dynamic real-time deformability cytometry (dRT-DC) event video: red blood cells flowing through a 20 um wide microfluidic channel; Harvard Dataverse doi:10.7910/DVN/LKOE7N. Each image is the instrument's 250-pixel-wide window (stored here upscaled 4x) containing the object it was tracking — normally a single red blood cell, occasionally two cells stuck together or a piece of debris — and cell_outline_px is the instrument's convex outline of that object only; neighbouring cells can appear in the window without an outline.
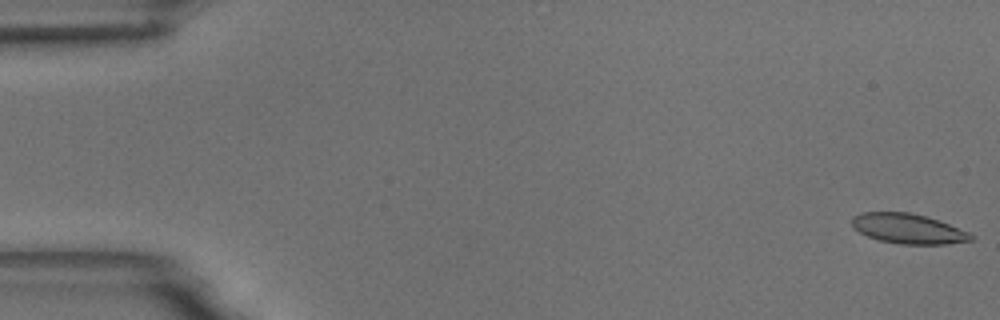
{"species": "common noctule bat (a hibernating species)", "species_latin": "Nyctalus noctula", "temperature_condition": "room temperature", "stored_images_in_passage": 56, "camera_frame_rate_fps": 3000, "um_per_image_px": 0.085, "animal": {"sex": "male", "body_mass_g": 18.8}, "frame": {"image": 1, "passage_image": 1, "time_ms": 0.0, "image_size_px": [1000, 320], "cell_outline_px": [[976, 240], [944, 244], [900, 244], [880, 240], [868, 236], [852, 228], [852, 216], [860, 212], [908, 212], [924, 216], [948, 224], [968, 232], [976, 236]], "centroid_in_image_um": [77.18, 19.44], "position_along_channel_um": 7.8, "area_um2": 20.69}}
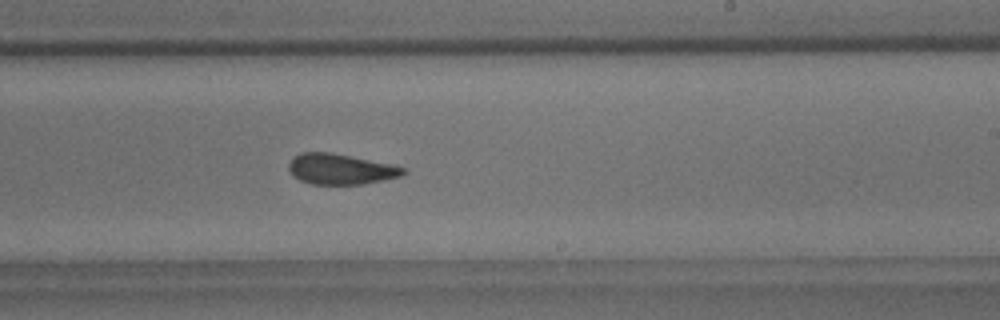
{"frame": {"image": 2, "passage_image": 34, "time_ms": 11.0, "image_size_px": [1000, 320], "cell_outline_px": [[408, 172], [400, 176], [360, 184], [312, 184], [300, 180], [292, 176], [288, 168], [288, 164], [292, 156], [300, 152], [332, 152], [392, 164], [404, 168]], "centroid_in_image_um": [28.89, 14.35], "position_along_channel_um": 260.1, "area_um2": 20.46}}
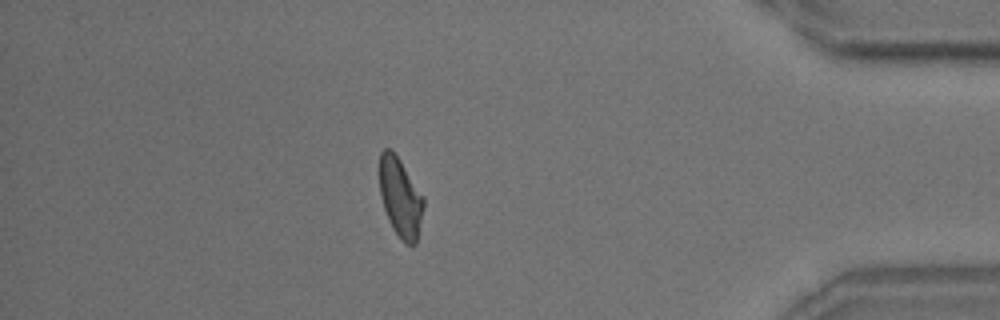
{"frame": {"image": 3, "passage_image": 49, "time_ms": 16.0, "image_size_px": [1000, 320], "cell_outline_px": [[424, 208], [416, 244], [412, 248], [400, 240], [392, 228], [388, 220], [380, 196], [380, 152], [384, 148], [392, 148], [424, 196]], "centroid_in_image_um": [34.04, 16.82], "position_along_channel_um": 401.2, "area_um2": 20.69}, "authors_computed_cell_mechanics": {"area_um2": 21.2126, "velocity_mm_per_s": 3.6174, "shape_relaxation_time_tau1_ms": 5.8787, "shape_relaxation_time_tau2_ms": 2.0235, "deformation_change_tau1": 0.1444, "deformation_change_tau2": 0.0777}}